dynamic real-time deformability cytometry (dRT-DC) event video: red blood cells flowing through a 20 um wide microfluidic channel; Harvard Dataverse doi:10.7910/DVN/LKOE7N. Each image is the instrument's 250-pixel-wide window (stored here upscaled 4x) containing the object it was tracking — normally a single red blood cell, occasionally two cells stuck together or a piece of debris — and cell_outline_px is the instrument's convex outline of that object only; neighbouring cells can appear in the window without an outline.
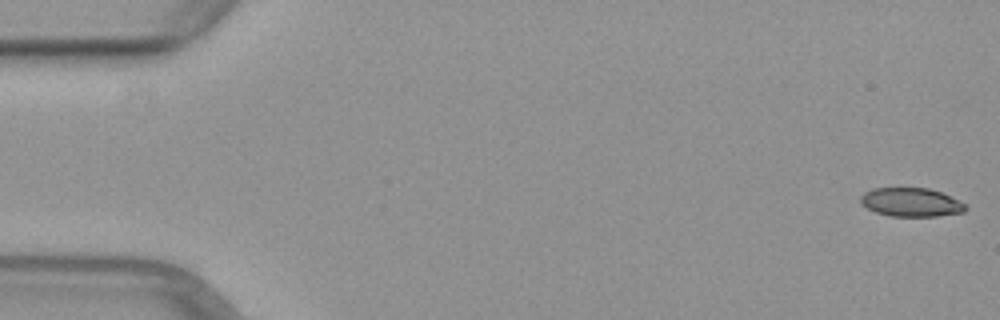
{"species": "common noctule bat (a hibernating species)", "species_latin": "Nyctalus noctula", "temperature_condition": "warm", "stored_images_in_passage": 15, "camera_frame_rate_fps": 3000, "um_per_image_px": 0.085, "animal": {"sex": "female", "body_mass_g": 29.2, "forearm_length_mm": 56.3}, "frame": {"image": 1, "passage_image": 1, "time_ms": 0.0, "image_size_px": [1000, 320], "cell_outline_px": [[952, 212], [916, 216], [912, 216], [884, 212], [876, 208], [888, 188], [916, 188], [936, 192], [952, 200]], "centroid_in_image_um": [77.71, 17.19], "position_along_channel_um": 7.3, "area_um2": 12.02}}
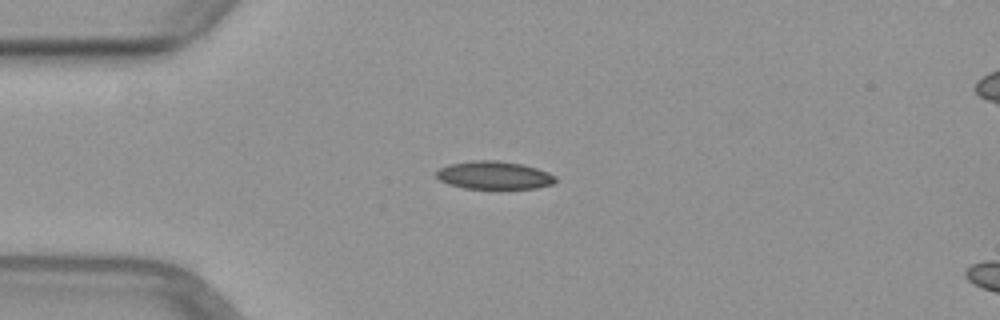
{"frame": {"image": 2, "passage_image": 13, "time_ms": 4.0, "image_size_px": [1000, 320], "cell_outline_px": [[552, 180], [540, 184], [520, 188], [484, 188], [460, 184], [448, 180], [472, 164], [508, 164], [540, 172], [548, 176]], "centroid_in_image_um": [42.43, 15.01], "position_along_channel_um": 42.6, "area_um2": 13.06}}